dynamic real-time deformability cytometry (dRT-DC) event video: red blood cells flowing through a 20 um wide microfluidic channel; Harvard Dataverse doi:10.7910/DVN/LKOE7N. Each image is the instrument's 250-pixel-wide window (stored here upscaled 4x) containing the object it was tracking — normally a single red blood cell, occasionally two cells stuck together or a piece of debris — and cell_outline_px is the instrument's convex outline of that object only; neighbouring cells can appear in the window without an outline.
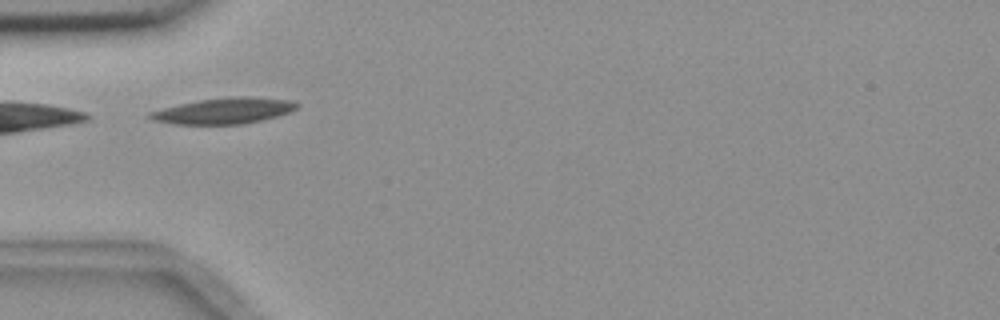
{"species": "common noctule bat (a hibernating species)", "species_latin": "Nyctalus noctula", "temperature_condition": "room temperature", "stored_images_in_passage": 3, "camera_frame_rate_fps": 3000, "um_per_image_px": 0.085, "animal": {"sex": "female", "body_mass_g": 18.4}, "frame": {"image": 1, "passage_image": 3, "time_ms": 2.333, "image_size_px": [1000, 320], "cell_outline_px": [[300, 104], [292, 112], [260, 120], [240, 124], [176, 124], [152, 120], [148, 116], [148, 112], [180, 104], [200, 100], [236, 96], [248, 96], [292, 100]], "centroid_in_image_um": [19.07, 9.41], "position_along_channel_um": 65.9, "area_um2": 22.02}}